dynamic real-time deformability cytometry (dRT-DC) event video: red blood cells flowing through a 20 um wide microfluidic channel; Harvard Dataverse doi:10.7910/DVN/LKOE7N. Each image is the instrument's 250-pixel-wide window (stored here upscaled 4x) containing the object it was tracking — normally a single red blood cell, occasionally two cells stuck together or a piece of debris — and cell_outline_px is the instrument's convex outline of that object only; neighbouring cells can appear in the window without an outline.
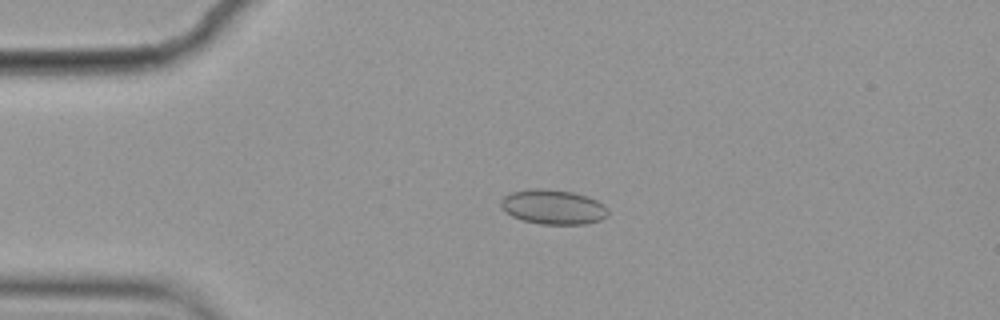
{"species": "common noctule bat (a hibernating species)", "species_latin": "Nyctalus noctula", "temperature_condition": "cold", "stored_images_in_passage": 4, "camera_frame_rate_fps": 3000, "um_per_image_px": 0.085, "animal": {"sex": "female", "body_mass_g": 19.9}, "frame": {"image": 1, "passage_image": 3, "time_ms": 0.667, "image_size_px": [1000, 320], "cell_outline_px": [[608, 216], [600, 220], [584, 224], [540, 224], [524, 220], [512, 216], [500, 208], [500, 200], [504, 196], [512, 192], [528, 188], [544, 188], [572, 192], [588, 196], [604, 204], [608, 208]], "centroid_in_image_um": [47.01, 17.58], "position_along_channel_um": 38.0, "area_um2": 21.85}}